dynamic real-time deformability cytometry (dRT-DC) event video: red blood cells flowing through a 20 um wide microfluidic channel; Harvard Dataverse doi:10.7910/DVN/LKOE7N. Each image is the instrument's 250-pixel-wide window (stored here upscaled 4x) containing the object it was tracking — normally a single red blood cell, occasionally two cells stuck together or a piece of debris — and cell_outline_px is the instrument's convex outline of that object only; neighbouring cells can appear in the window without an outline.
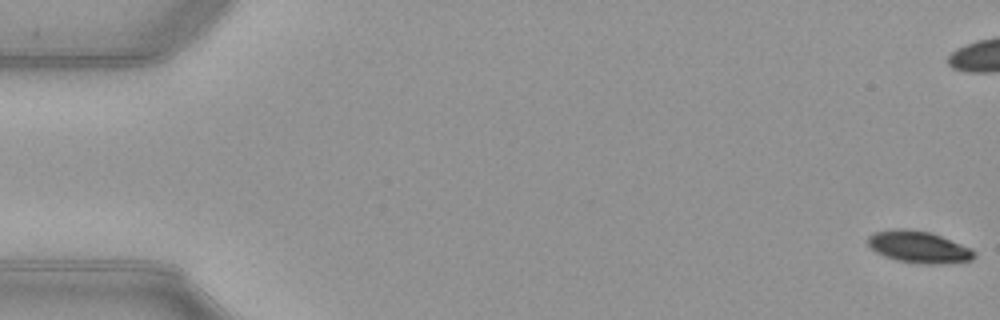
{"species": "common noctule bat (a hibernating species)", "species_latin": "Nyctalus noctula", "temperature_condition": "warm", "stored_images_in_passage": 53, "camera_frame_rate_fps": 3000, "um_per_image_px": 0.085, "animal": {"sex": "female", "body_mass_g": 21.9}, "frame": {"image": 1, "passage_image": 1, "time_ms": 0.0, "image_size_px": [1000, 320], "cell_outline_px": [[976, 256], [972, 260], [940, 264], [924, 264], [896, 260], [884, 256], [876, 252], [868, 244], [868, 236], [872, 232], [896, 228], [908, 228], [928, 232], [940, 236], [972, 248], [976, 252]], "centroid_in_image_um": [78.09, 20.99], "position_along_channel_um": 6.9, "area_um2": 19.83}}
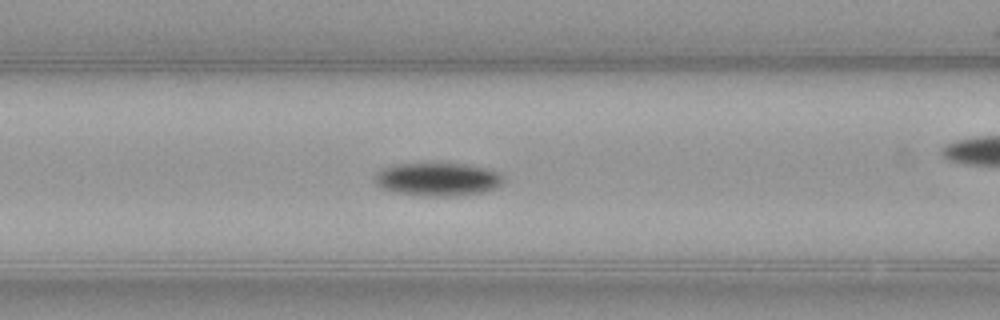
{"frame": {"image": 2, "passage_image": 22, "time_ms": 7.0, "image_size_px": [1000, 320], "cell_outline_px": [[504, 180], [496, 188], [484, 192], [456, 196], [412, 196], [392, 192], [380, 188], [376, 184], [376, 172], [380, 168], [396, 164], [468, 164], [500, 172], [504, 176]], "centroid_in_image_um": [37.18, 15.26], "position_along_channel_um": 129.4, "area_um2": 25.26}}
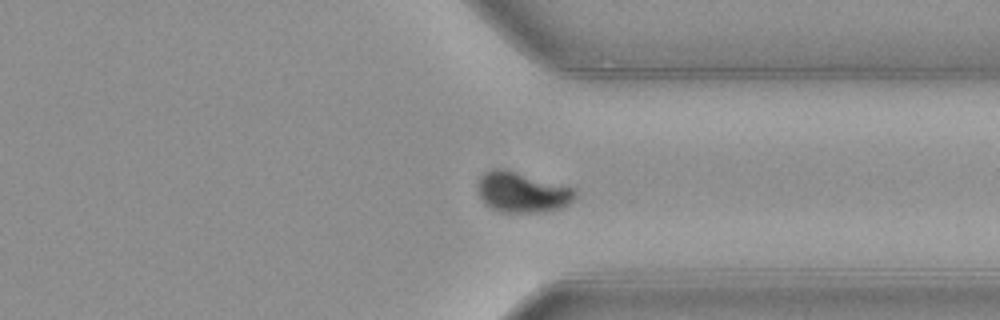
{"frame": {"image": 3, "passage_image": 40, "time_ms": 13.0, "image_size_px": [1000, 320], "cell_outline_px": [[576, 196], [568, 204], [560, 208], [540, 212], [504, 212], [492, 208], [480, 196], [476, 188], [476, 184], [480, 176], [488, 168], [504, 168], [576, 188]], "centroid_in_image_um": [44.37, 16.3], "position_along_channel_um": 367.0, "area_um2": 23.06}, "authors_computed_cell_mechanics": {"area_um2": 22.0218, "velocity_mm_per_s": 3.9782, "shape_relaxation_time_tau1_ms": 2.0114, "shape_relaxation_time_tau2_ms": null, "deformation_change_tau1": 0.1284, "deformation_change_tau2": null}}